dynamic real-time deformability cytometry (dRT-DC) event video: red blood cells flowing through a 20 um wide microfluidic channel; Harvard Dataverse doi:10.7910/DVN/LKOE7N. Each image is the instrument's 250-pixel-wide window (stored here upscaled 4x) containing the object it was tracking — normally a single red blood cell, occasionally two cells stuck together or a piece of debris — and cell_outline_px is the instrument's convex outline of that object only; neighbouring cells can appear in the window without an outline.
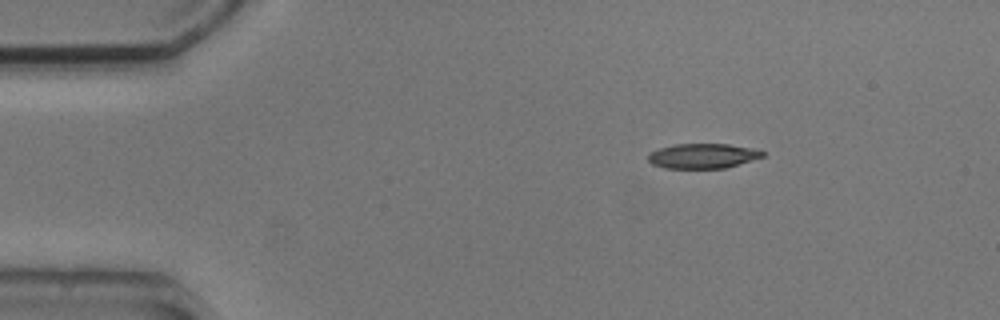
{"species": "common noctule bat (a hibernating species)", "species_latin": "Nyctalus noctula", "temperature_condition": "cold", "stored_images_in_passage": 46, "camera_frame_rate_fps": 3000, "um_per_image_px": 0.085, "animal": {"sex": "male", "body_mass_g": 20.5, "forearm_length_mm": 52.5}, "frame": {"image": 1, "passage_image": 1, "time_ms": 0.0, "image_size_px": [1000, 320], "cell_outline_px": [[764, 156], [724, 168], [664, 168], [652, 164], [648, 160], [648, 156], [652, 152], [660, 148], [676, 144], [728, 144], [752, 148], [764, 152]], "centroid_in_image_um": [59.72, 13.25], "position_along_channel_um": 25.3, "area_um2": 16.3}}
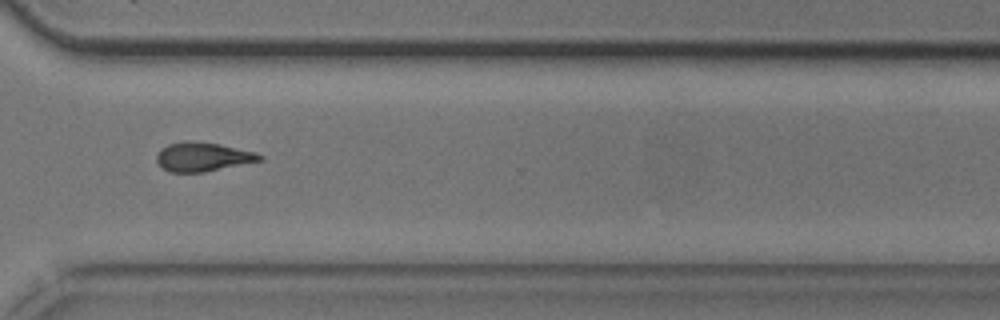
{"frame": {"image": 2, "passage_image": 32, "time_ms": 10.333, "image_size_px": [1000, 320], "cell_outline_px": [[264, 160], [204, 172], [168, 172], [160, 168], [156, 160], [156, 156], [160, 148], [168, 144], [184, 140], [188, 140], [220, 144], [256, 152], [264, 156]], "centroid_in_image_um": [17.21, 13.33], "position_along_channel_um": 353.4, "area_um2": 17.74}}
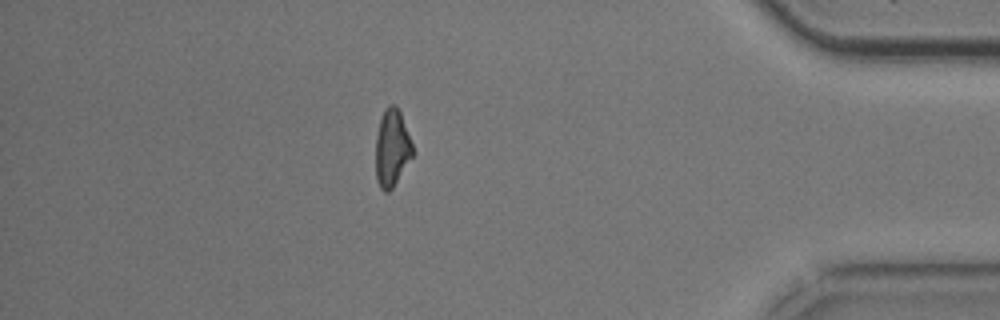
{"frame": {"image": 3, "passage_image": 39, "time_ms": 12.667, "image_size_px": [1000, 320], "cell_outline_px": [[416, 152], [392, 188], [388, 192], [384, 192], [380, 188], [376, 180], [376, 136], [380, 120], [384, 108], [388, 104], [396, 104], [400, 112]], "centroid_in_image_um": [33.33, 12.57], "position_along_channel_um": 401.9, "area_um2": 16.88}, "authors_computed_cell_mechanics": {"area_um2": 17.3978, "velocity_mm_per_s": 3.7978, "shape_relaxation_time_tau1_ms": 2.5307, "shape_relaxation_time_tau2_ms": 9.5825, "deformation_change_tau1": 0.1117, "deformation_change_tau2": 0.2165}}